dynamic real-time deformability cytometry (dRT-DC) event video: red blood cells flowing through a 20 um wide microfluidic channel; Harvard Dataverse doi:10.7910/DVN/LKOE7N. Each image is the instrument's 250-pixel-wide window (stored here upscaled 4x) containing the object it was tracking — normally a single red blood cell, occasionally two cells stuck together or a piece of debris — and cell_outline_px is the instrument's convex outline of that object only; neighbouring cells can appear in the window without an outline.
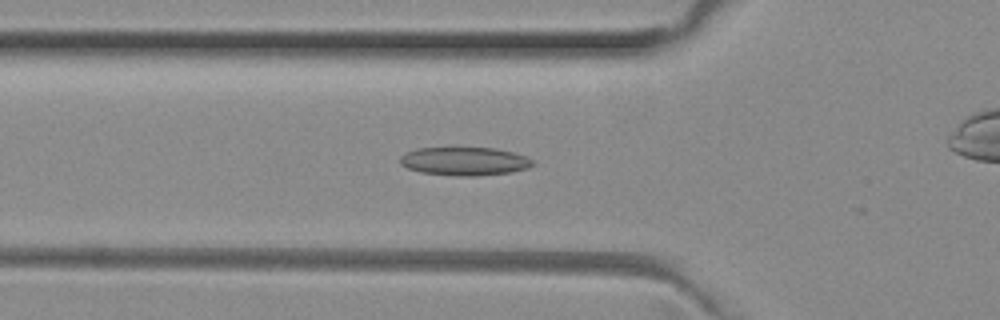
{"species": "common noctule bat (a hibernating species)", "species_latin": "Nyctalus noctula", "temperature_condition": "room temperature", "stored_images_in_passage": 46, "camera_frame_rate_fps": 3000, "um_per_image_px": 0.085, "animal": {"sex": "female", "body_mass_g": 29.2, "forearm_length_mm": 56.3}, "frame": {"image": 1, "passage_image": 17, "time_ms": 5.333, "image_size_px": [1000, 320], "cell_outline_px": [[536, 164], [528, 168], [512, 172], [476, 176], [456, 176], [420, 172], [408, 168], [400, 164], [400, 156], [416, 148], [496, 148], [528, 156], [536, 160]], "centroid_in_image_um": [39.55, 13.71], "position_along_channel_um": 86.3, "area_um2": 22.14}}
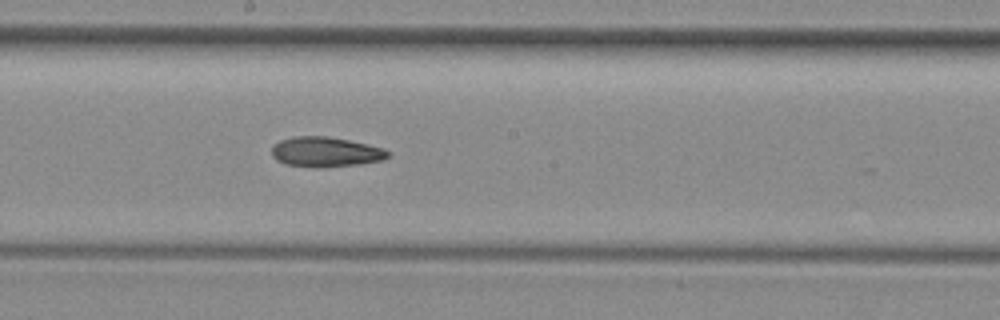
{"frame": {"image": 2, "passage_image": 27, "time_ms": 8.667, "image_size_px": [1000, 320], "cell_outline_px": [[392, 156], [384, 160], [360, 164], [320, 168], [316, 168], [284, 164], [276, 160], [272, 156], [272, 148], [280, 140], [296, 136], [324, 136], [348, 140], [368, 144], [384, 148], [392, 152]], "centroid_in_image_um": [27.73, 12.93], "position_along_channel_um": 220.5, "area_um2": 20.58}}
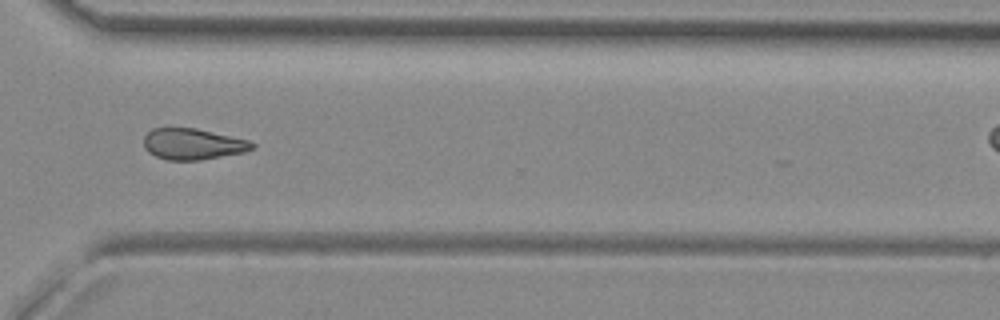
{"frame": {"image": 3, "passage_image": 37, "time_ms": 12.0, "image_size_px": [1000, 320], "cell_outline_px": [[256, 148], [244, 152], [200, 160], [168, 160], [156, 156], [148, 152], [144, 148], [144, 136], [152, 128], [196, 128], [248, 140], [256, 144]], "centroid_in_image_um": [16.39, 12.24], "position_along_channel_um": 354.2, "area_um2": 19.65}}